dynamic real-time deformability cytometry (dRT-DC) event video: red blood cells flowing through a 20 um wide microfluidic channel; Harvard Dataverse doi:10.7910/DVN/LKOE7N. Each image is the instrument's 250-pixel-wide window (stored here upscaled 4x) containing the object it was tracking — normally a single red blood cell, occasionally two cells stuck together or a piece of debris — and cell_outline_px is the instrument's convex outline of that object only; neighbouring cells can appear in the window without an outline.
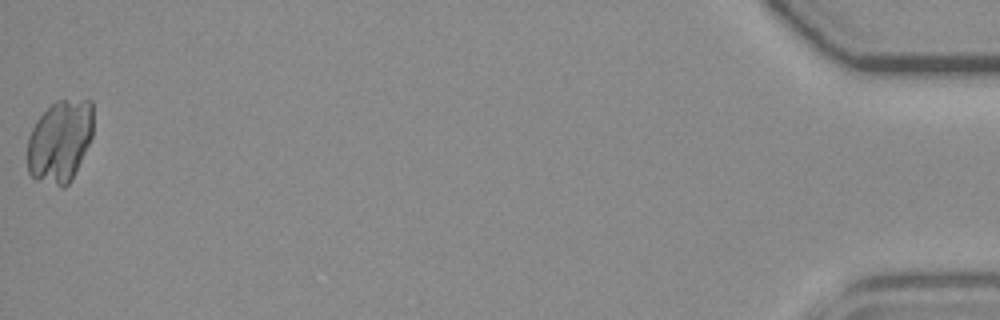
{"species": "common noctule bat (a hibernating species)", "species_latin": "Nyctalus noctula", "temperature_condition": "room temperature", "stored_images_in_passage": 41, "camera_frame_rate_fps": 3000, "um_per_image_px": 0.085, "animal": {"sex": "female", "body_mass_g": 19.3, "forearm_length_mm": 54.1}, "frame": {"image": 1, "passage_image": 41, "time_ms": 13.333, "image_size_px": [1000, 320], "cell_outline_px": [[92, 136], [68, 184], [64, 188], [60, 188], [36, 180], [28, 172], [28, 136], [36, 120], [56, 100], [92, 100]], "centroid_in_image_um": [5.07, 12.01], "position_along_channel_um": 430.1, "area_um2": 31.33}}